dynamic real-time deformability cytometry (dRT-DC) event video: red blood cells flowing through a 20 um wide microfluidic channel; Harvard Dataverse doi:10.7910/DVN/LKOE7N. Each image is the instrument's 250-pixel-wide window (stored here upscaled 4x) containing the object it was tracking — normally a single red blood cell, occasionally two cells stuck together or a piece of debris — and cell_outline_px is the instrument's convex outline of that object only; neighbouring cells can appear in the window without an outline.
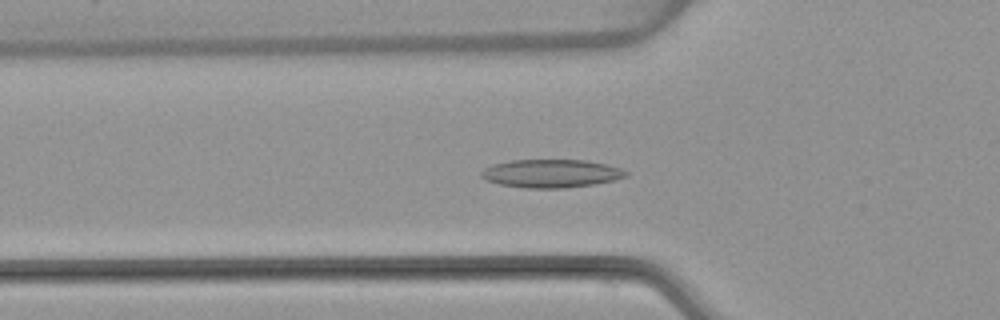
{"species": "common noctule bat (a hibernating species)", "species_latin": "Nyctalus noctula", "temperature_condition": "warm", "stored_images_in_passage": 53, "camera_frame_rate_fps": 3000, "um_per_image_px": 0.085, "animal": {"sex": "female", "body_mass_g": 22.7, "forearm_length_mm": 54.2}, "frame": {"image": 1, "passage_image": 18, "time_ms": 5.667, "image_size_px": [1000, 320], "cell_outline_px": [[628, 176], [616, 180], [596, 184], [564, 188], [524, 188], [500, 184], [488, 180], [480, 176], [480, 172], [484, 168], [492, 164], [512, 160], [588, 160], [608, 164], [620, 168], [628, 172]], "centroid_in_image_um": [46.89, 14.74], "position_along_channel_um": 78.9, "area_um2": 23.99}}
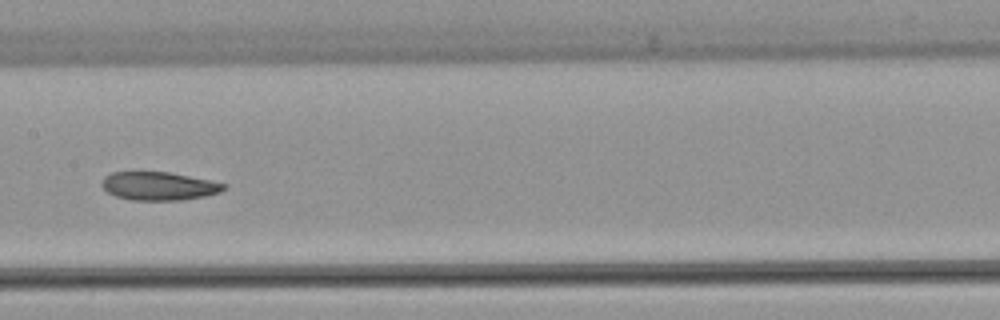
{"frame": {"image": 2, "passage_image": 27, "time_ms": 8.667, "image_size_px": [1000, 320], "cell_outline_px": [[228, 188], [220, 192], [204, 196], [180, 200], [132, 200], [116, 196], [108, 192], [100, 184], [104, 176], [112, 172], [168, 172], [228, 184]], "centroid_in_image_um": [13.5, 15.81], "position_along_channel_um": 193.9, "area_um2": 20.06}}
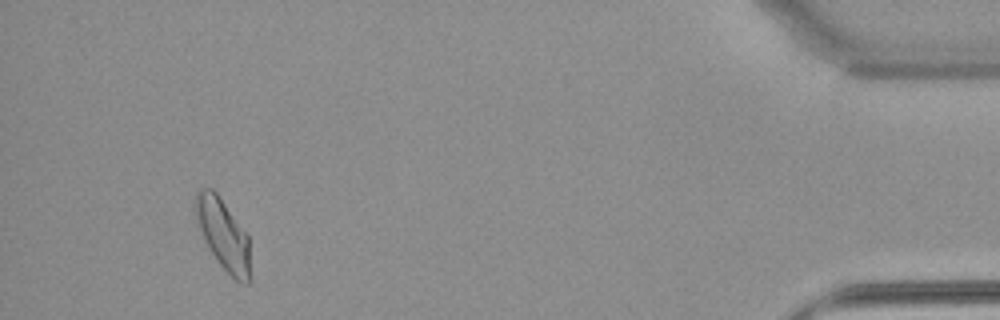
{"frame": {"image": 3, "passage_image": 50, "time_ms": 16.333, "image_size_px": [1000, 320], "cell_outline_px": [[252, 280], [248, 284], [240, 284], [220, 264], [208, 248], [204, 240], [196, 220], [192, 208], [196, 192], [200, 188], [212, 188], [216, 192], [248, 236]], "centroid_in_image_um": [18.96, 19.94], "position_along_channel_um": 416.2, "area_um2": 22.89}, "authors_computed_cell_mechanics": {"area_um2": 21.9062, "velocity_mm_per_s": 3.8128, "shape_relaxation_time_tau1_ms": null, "shape_relaxation_time_tau2_ms": 3.622, "deformation_change_tau1": null, "deformation_change_tau2": 0.0928}}